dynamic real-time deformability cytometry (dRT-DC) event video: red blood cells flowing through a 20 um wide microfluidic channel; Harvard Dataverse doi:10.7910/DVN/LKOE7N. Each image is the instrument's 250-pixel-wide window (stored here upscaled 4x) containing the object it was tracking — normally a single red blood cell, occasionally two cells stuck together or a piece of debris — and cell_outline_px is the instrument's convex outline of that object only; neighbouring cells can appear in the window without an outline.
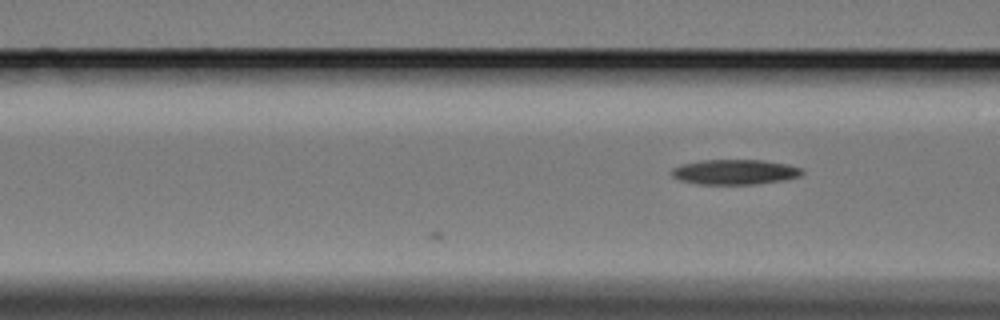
{"species": "Egyptian fruit bat (a non-hibernating species)", "species_latin": "Rousettus aegyptiacus", "temperature_condition": "cold", "stored_images_in_passage": 4, "camera_frame_rate_fps": 3000, "um_per_image_px": 0.085, "animal": {"sex": "female"}, "frame": {"image": 1, "passage_image": 4, "time_ms": 1.0, "image_size_px": [1000, 320], "cell_outline_px": [[804, 172], [800, 176], [784, 180], [756, 184], [696, 184], [680, 180], [672, 176], [668, 172], [672, 168], [680, 164], [700, 160], [764, 160], [788, 164], [804, 168]], "centroid_in_image_um": [62.45, 14.61], "position_along_channel_um": 104.2, "area_um2": 19.36}}